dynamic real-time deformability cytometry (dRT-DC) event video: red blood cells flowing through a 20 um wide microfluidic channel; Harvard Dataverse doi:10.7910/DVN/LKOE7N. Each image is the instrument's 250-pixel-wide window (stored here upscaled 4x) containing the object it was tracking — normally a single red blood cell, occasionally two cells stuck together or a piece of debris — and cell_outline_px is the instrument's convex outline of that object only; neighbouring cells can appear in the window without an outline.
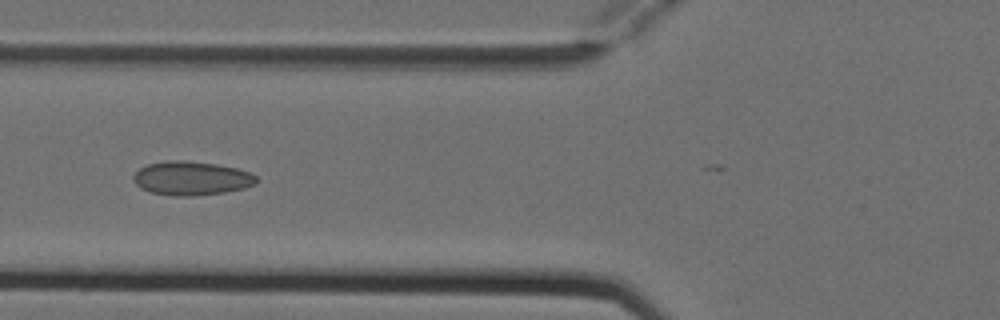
{"species": "Egyptian fruit bat (a non-hibernating species)", "species_latin": "Rousettus aegyptiacus", "temperature_condition": "cold", "stored_images_in_passage": 7, "camera_frame_rate_fps": 3000, "um_per_image_px": 0.085, "animal": {"sex": "female"}, "frame": {"image": 1, "passage_image": 6, "time_ms": 1.667, "image_size_px": [1000, 320], "cell_outline_px": [[256, 184], [244, 188], [224, 192], [192, 196], [172, 196], [152, 192], [140, 188], [132, 180], [132, 176], [140, 168], [148, 164], [168, 160], [184, 160], [216, 164], [236, 168], [248, 172], [256, 176]], "centroid_in_image_um": [16.24, 15.15], "position_along_channel_um": 109.6, "area_um2": 24.22}}